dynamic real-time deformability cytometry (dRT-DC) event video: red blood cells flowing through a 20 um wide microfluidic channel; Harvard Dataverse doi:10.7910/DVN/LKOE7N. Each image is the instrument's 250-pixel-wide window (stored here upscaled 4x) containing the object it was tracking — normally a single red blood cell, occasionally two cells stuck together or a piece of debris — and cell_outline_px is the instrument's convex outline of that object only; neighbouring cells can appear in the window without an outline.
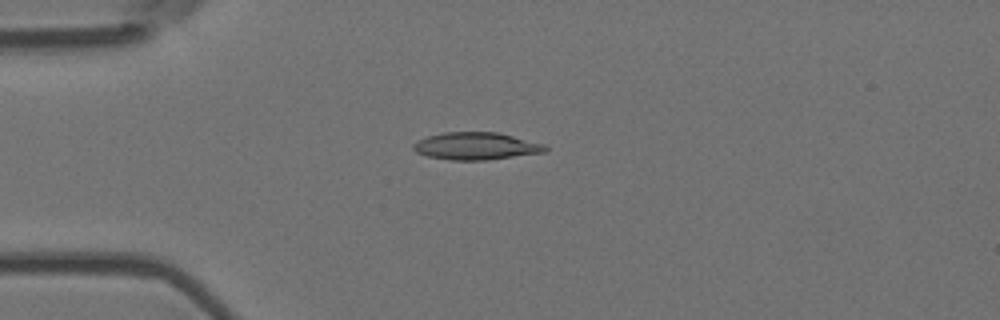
{"species": "Egyptian fruit bat (a non-hibernating species)", "species_latin": "Rousettus aegyptiacus", "temperature_condition": "room temperature", "stored_images_in_passage": 6, "camera_frame_rate_fps": 3000, "um_per_image_px": 0.085, "animal": {"sex": "female"}, "frame": {"image": 1, "passage_image": 4, "time_ms": 1.0, "image_size_px": [1000, 320], "cell_outline_px": [[548, 152], [484, 160], [452, 160], [428, 156], [416, 152], [412, 148], [412, 144], [416, 140], [428, 136], [444, 132], [496, 132], [548, 144]], "centroid_in_image_um": [40.5, 12.41], "position_along_channel_um": 44.5, "area_um2": 21.21}}
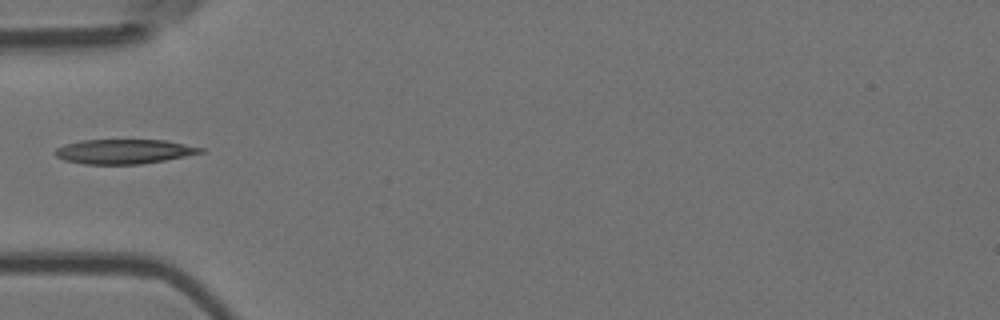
{"frame": {"image": 2, "passage_image": 5, "time_ms": 1.333, "image_size_px": [1000, 320], "cell_outline_px": [[204, 152], [164, 160], [140, 164], [84, 164], [64, 160], [56, 156], [52, 152], [56, 148], [64, 144], [80, 140], [164, 140], [204, 148]], "centroid_in_image_um": [10.47, 12.87], "position_along_channel_um": 74.5, "area_um2": 20.75}}
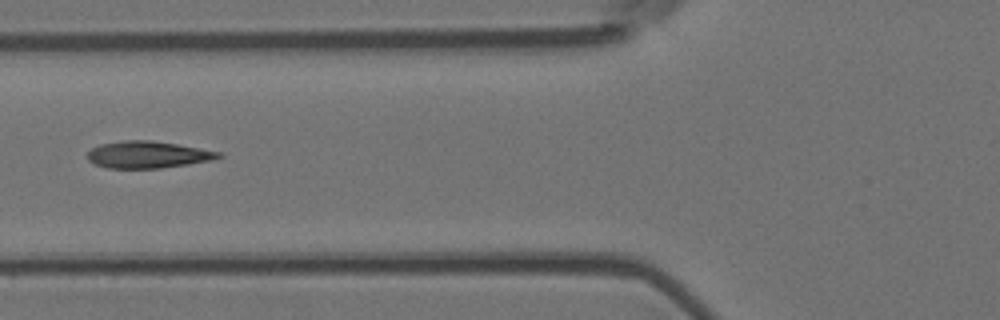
{"frame": {"image": 3, "passage_image": 6, "time_ms": 1.667, "image_size_px": [1000, 320], "cell_outline_px": [[224, 156], [212, 160], [188, 164], [160, 168], [108, 168], [92, 164], [88, 160], [88, 152], [92, 148], [100, 144], [124, 140], [152, 140], [176, 144], [220, 152]], "centroid_in_image_um": [12.53, 13.15], "position_along_channel_um": 113.3, "area_um2": 20.52}}